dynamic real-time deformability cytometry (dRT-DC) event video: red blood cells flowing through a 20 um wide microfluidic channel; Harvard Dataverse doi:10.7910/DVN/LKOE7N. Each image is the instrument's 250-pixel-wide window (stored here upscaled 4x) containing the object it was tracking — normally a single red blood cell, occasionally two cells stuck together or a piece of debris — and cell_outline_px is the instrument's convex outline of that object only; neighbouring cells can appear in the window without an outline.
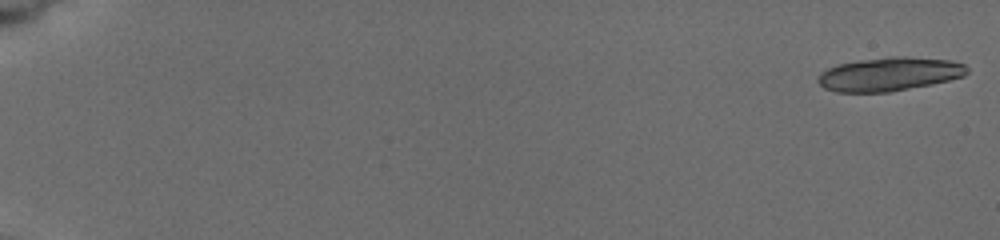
{"species": "common noctule bat (a hibernating species)", "species_latin": "Nyctalus noctula", "temperature_condition": "cold", "stored_images_in_passage": 28, "camera_frame_rate_fps": 3000, "um_per_image_px": 0.085, "animal": {"sex": "female", "body_mass_g": 19.5, "forearm_length_mm": 54.1}, "frame": {"image": 1, "passage_image": 1, "time_ms": 0.0, "image_size_px": [1000, 240], "cell_outline_px": [[968, 72], [964, 76], [948, 80], [888, 92], [836, 92], [824, 88], [816, 80], [820, 72], [828, 68], [840, 64], [860, 60], [892, 56], [904, 56], [948, 60], [964, 64], [968, 68]], "centroid_in_image_um": [75.56, 6.3], "position_along_channel_um": 9.4, "area_um2": 28.96}}